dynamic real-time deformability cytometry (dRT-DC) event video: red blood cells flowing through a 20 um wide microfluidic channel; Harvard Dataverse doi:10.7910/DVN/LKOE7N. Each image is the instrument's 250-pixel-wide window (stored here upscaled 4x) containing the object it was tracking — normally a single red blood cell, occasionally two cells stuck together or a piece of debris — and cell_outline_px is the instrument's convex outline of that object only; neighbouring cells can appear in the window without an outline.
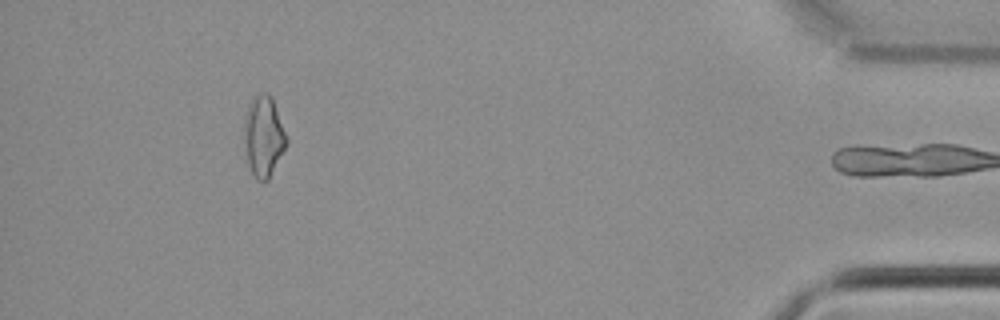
{"species": "common noctule bat (a hibernating species)", "species_latin": "Nyctalus noctula", "temperature_condition": "cold", "stored_images_in_passage": 42, "camera_frame_rate_fps": 3000, "um_per_image_px": 0.085, "animal": {"sex": "male", "body_mass_g": 21.5, "forearm_length_mm": 52.0}, "frame": {"image": 1, "passage_image": 41, "time_ms": 13.333, "image_size_px": [1000, 320], "cell_outline_px": [[288, 144], [268, 180], [264, 184], [256, 180], [248, 164], [244, 140], [244, 116], [248, 104], [260, 92], [268, 92], [272, 96], [288, 136]], "centroid_in_image_um": [22.42, 11.58], "position_along_channel_um": 412.8, "area_um2": 20.4}}